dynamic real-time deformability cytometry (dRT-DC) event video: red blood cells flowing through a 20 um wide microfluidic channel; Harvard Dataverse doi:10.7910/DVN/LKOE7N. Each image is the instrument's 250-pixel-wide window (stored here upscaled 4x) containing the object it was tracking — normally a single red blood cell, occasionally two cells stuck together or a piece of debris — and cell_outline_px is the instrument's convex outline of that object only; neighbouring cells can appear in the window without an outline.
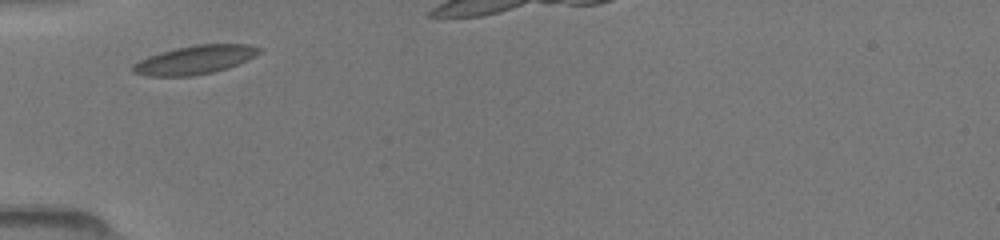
{"species": "common noctule bat (a hibernating species)", "species_latin": "Nyctalus noctula", "temperature_condition": "room temperature", "stored_images_in_passage": 13, "camera_frame_rate_fps": 3000, "um_per_image_px": 0.085, "animal": {"sex": "female", "body_mass_g": 19.5, "forearm_length_mm": 54.1}, "frame": {"image": 1, "passage_image": 1, "time_ms": 0.0, "image_size_px": [1000, 240], "cell_outline_px": [[264, 48], [260, 52], [228, 68], [212, 72], [192, 76], [148, 76], [132, 72], [132, 64], [148, 56], [160, 52], [176, 48], [196, 44], [248, 44]], "centroid_in_image_um": [16.53, 5.08], "position_along_channel_um": 68.5, "area_um2": 20.92}}
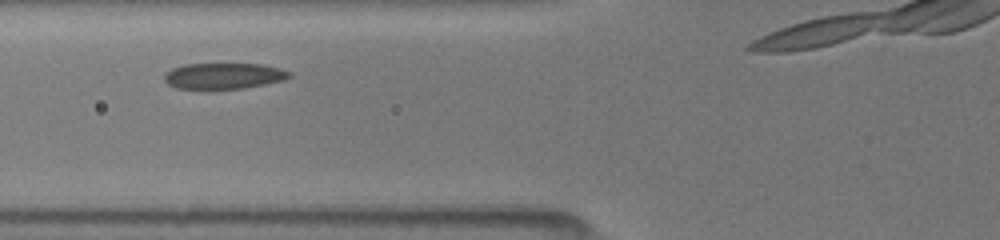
{"frame": {"image": 2, "passage_image": 5, "time_ms": 1.0, "image_size_px": [1000, 240], "cell_outline_px": [[292, 76], [284, 80], [244, 88], [208, 92], [176, 88], [168, 84], [164, 80], [164, 72], [172, 68], [184, 64], [264, 64], [280, 68], [292, 72]], "centroid_in_image_um": [18.97, 6.49], "position_along_channel_um": 106.8, "area_um2": 19.88}}
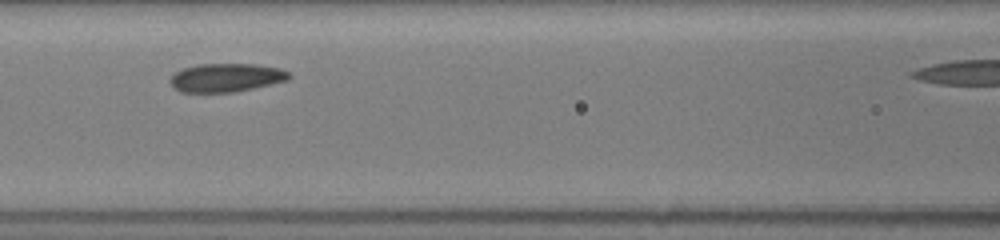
{"frame": {"image": 3, "passage_image": 10, "time_ms": 2.0, "image_size_px": [1000, 240], "cell_outline_px": [[292, 76], [288, 80], [252, 88], [232, 92], [180, 92], [172, 88], [168, 80], [176, 72], [184, 68], [196, 64], [256, 64], [280, 68], [288, 72]], "centroid_in_image_um": [19.19, 6.59], "position_along_channel_um": 147.4, "area_um2": 19.77}}